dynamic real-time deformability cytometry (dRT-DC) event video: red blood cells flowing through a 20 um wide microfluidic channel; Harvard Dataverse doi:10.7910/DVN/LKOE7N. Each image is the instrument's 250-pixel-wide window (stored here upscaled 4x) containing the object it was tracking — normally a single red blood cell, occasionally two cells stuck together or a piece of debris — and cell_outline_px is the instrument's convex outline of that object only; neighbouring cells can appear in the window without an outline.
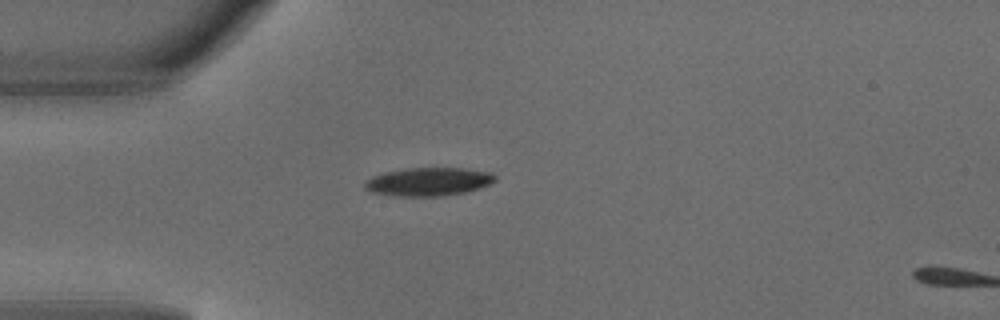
{"species": "common noctule bat (a hibernating species)", "species_latin": "Nyctalus noctula", "temperature_condition": "warm", "stored_images_in_passage": 2, "segment_of_instrument_passage": [1, 2], "camera_frame_rate_fps": 3000, "um_per_image_px": 0.085, "animal": {"sex": "male", "body_mass_g": 18.8}, "frame": {"image": 1, "passage_image": 1, "time_ms": 0.0, "image_size_px": [1000, 320], "cell_outline_px": [[496, 180], [488, 184], [464, 192], [444, 196], [396, 196], [372, 192], [364, 188], [364, 184], [372, 176], [404, 168], [460, 168], [488, 172], [496, 176]], "centroid_in_image_um": [36.39, 15.45], "position_along_channel_um": 48.6, "area_um2": 21.15}}